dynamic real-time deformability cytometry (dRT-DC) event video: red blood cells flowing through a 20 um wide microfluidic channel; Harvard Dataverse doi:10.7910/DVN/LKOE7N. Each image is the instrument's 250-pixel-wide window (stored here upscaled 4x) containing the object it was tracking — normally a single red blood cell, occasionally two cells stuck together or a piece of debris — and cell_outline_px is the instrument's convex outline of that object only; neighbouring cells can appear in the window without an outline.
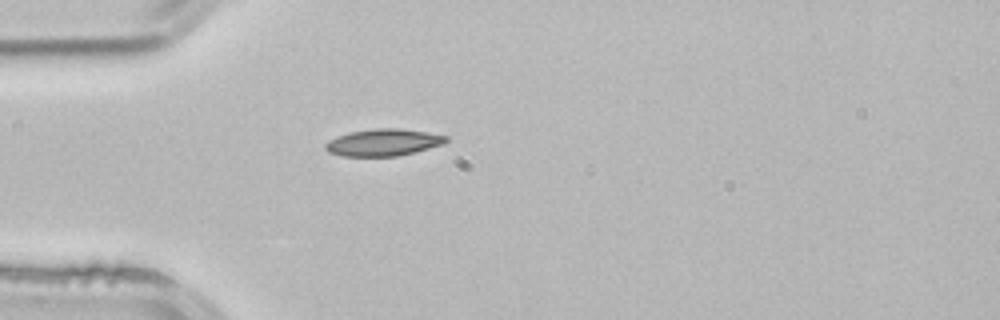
{"species": "common noctule bat (a hibernating species)", "species_latin": "Nyctalus noctula", "temperature_condition": "room temperature", "stored_images_in_passage": 5, "camera_frame_rate_fps": 3000, "um_per_image_px": 0.085, "animal": {"sex": "male", "body_mass_g": 21.5, "forearm_length_mm": 52.0}, "frame": {"image": 1, "passage_image": 5, "time_ms": 1.333, "image_size_px": [1000, 320], "cell_outline_px": [[448, 140], [444, 144], [396, 156], [340, 156], [328, 152], [324, 148], [324, 144], [328, 140], [348, 132], [376, 128], [400, 128], [448, 136]], "centroid_in_image_um": [32.53, 12.1], "position_along_channel_um": 52.5, "area_um2": 18.9}}